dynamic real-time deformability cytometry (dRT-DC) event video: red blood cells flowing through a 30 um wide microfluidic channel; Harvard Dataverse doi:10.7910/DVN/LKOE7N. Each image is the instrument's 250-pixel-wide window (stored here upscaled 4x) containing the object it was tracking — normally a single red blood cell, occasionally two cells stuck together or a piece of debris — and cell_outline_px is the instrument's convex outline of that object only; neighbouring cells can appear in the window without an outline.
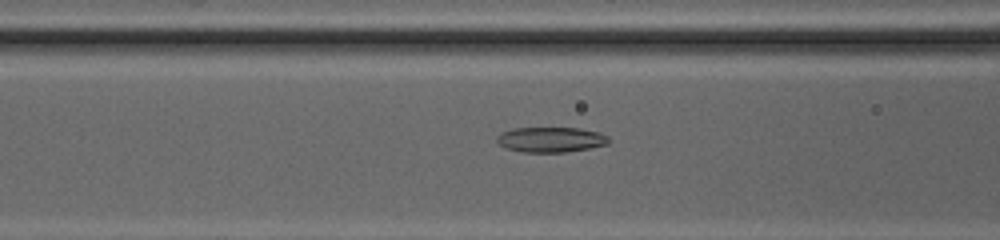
{"species": "common noctule bat (a hibernating species)", "species_latin": "Nyctalus noctula", "temperature_condition": "cold", "stored_images_in_passage": 38, "camera_frame_rate_fps": 3000, "um_per_image_px": 0.085, "animal": {"sex": "female", "body_mass_g": 20.0, "forearm_length_mm": 54.0}, "frame": {"image": 1, "passage_image": 10, "time_ms": 3.0, "image_size_px": [1000, 240], "cell_outline_px": [[608, 144], [588, 148], [564, 152], [524, 152], [504, 148], [496, 140], [496, 136], [500, 132], [512, 128], [580, 128], [596, 132], [608, 136]], "centroid_in_image_um": [46.75, 11.86], "position_along_channel_um": 119.8, "area_um2": 16.36}}
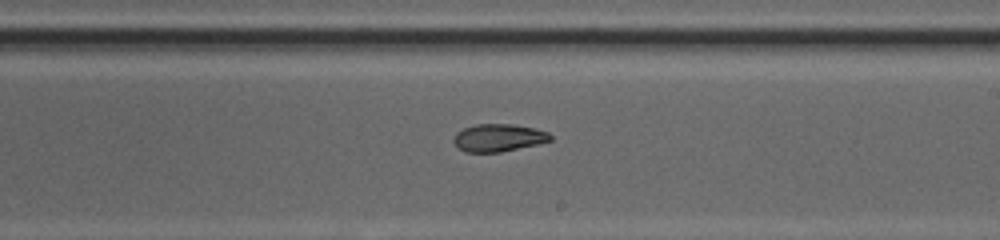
{"frame": {"image": 2, "passage_image": 19, "time_ms": 6.0, "image_size_px": [1000, 240], "cell_outline_px": [[552, 140], [536, 144], [500, 152], [464, 152], [452, 140], [456, 132], [464, 128], [476, 124], [512, 124], [536, 128], [548, 132], [552, 136]], "centroid_in_image_um": [42.37, 11.7], "position_along_channel_um": 246.6, "area_um2": 15.49}}
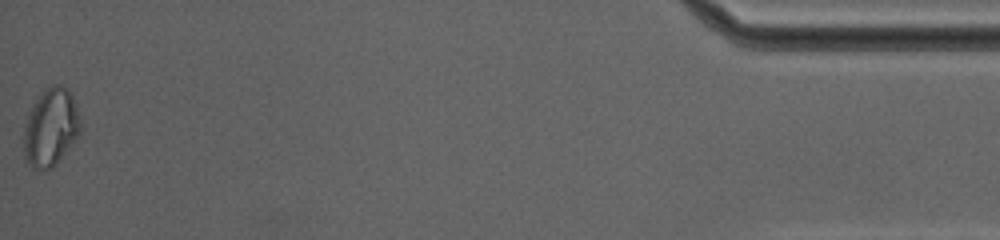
{"frame": {"image": 3, "passage_image": 38, "time_ms": 12.333, "image_size_px": [1000, 240], "cell_outline_px": [[80, 132], [56, 164], [52, 168], [32, 168], [24, 160], [24, 124], [28, 112], [36, 96], [52, 84], [60, 84], [68, 88], [72, 96], [80, 116]], "centroid_in_image_um": [4.28, 10.79], "position_along_channel_um": 430.9, "area_um2": 25.78}, "authors_computed_cell_mechanics": {"area_um2": 16.9354, "velocity_mm_per_s": 4.2262, "shape_relaxation_time_tau1_ms": 6.3468, "shape_relaxation_time_tau2_ms": 3.8669, "deformation_change_tau1": 0.1773, "deformation_change_tau2": 0.0855}}